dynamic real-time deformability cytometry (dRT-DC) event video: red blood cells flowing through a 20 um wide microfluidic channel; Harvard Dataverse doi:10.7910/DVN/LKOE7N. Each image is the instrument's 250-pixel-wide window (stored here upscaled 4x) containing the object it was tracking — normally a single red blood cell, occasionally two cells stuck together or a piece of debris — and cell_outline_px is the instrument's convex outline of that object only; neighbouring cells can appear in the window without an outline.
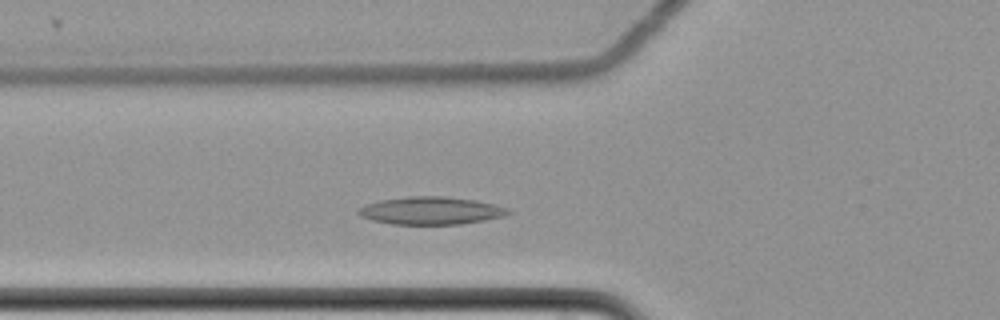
{"species": "common noctule bat (a hibernating species)", "species_latin": "Nyctalus noctula", "temperature_condition": "cold", "stored_images_in_passage": 51, "camera_frame_rate_fps": 3000, "um_per_image_px": 0.085, "animal": {"sex": "female", "body_mass_g": 22.7, "forearm_length_mm": 54.2}, "frame": {"image": 1, "passage_image": 13, "time_ms": 4.0, "image_size_px": [1000, 320], "cell_outline_px": [[512, 212], [504, 216], [484, 220], [460, 224], [392, 224], [372, 220], [360, 216], [356, 212], [364, 204], [380, 200], [408, 196], [444, 196], [476, 200], [508, 208]], "centroid_in_image_um": [36.61, 17.9], "position_along_channel_um": 89.2, "area_um2": 24.16}}
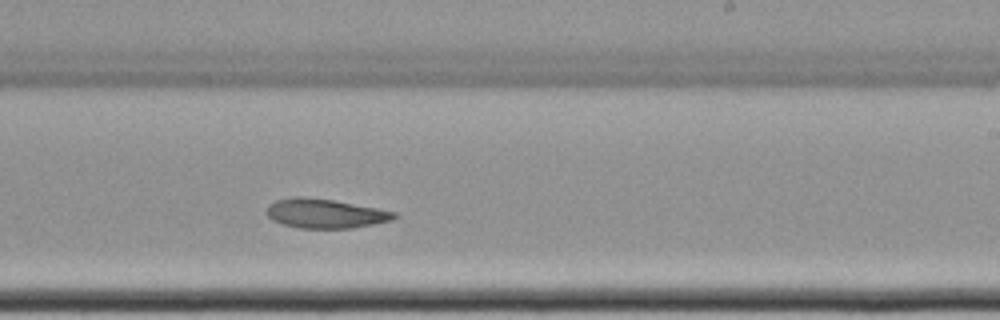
{"frame": {"image": 2, "passage_image": 28, "time_ms": 9.0, "image_size_px": [1000, 320], "cell_outline_px": [[396, 216], [392, 220], [352, 228], [296, 228], [272, 220], [264, 212], [268, 204], [276, 200], [292, 196], [300, 196], [332, 200], [376, 208], [396, 212]], "centroid_in_image_um": [27.57, 18.14], "position_along_channel_um": 261.4, "area_um2": 21.73}}
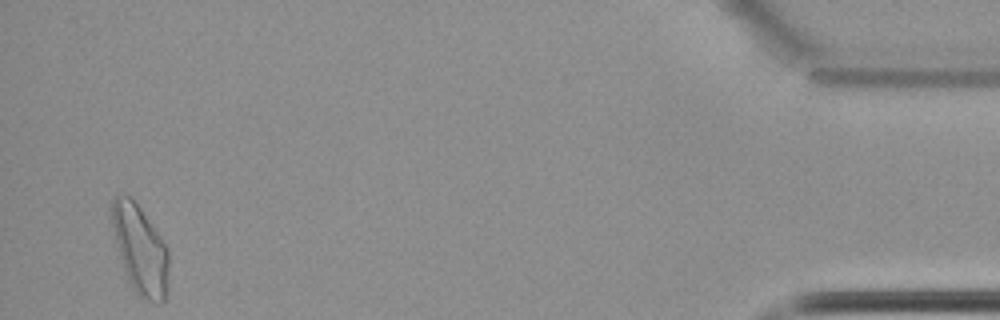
{"frame": {"image": 3, "passage_image": 49, "time_ms": 16.0, "image_size_px": [1000, 320], "cell_outline_px": [[168, 288], [164, 300], [160, 304], [144, 300], [136, 292], [128, 280], [120, 256], [112, 224], [112, 200], [120, 192], [128, 196], [140, 208], [160, 236], [168, 252]], "centroid_in_image_um": [11.93, 21.25], "position_along_channel_um": 423.3, "area_um2": 28.9}}